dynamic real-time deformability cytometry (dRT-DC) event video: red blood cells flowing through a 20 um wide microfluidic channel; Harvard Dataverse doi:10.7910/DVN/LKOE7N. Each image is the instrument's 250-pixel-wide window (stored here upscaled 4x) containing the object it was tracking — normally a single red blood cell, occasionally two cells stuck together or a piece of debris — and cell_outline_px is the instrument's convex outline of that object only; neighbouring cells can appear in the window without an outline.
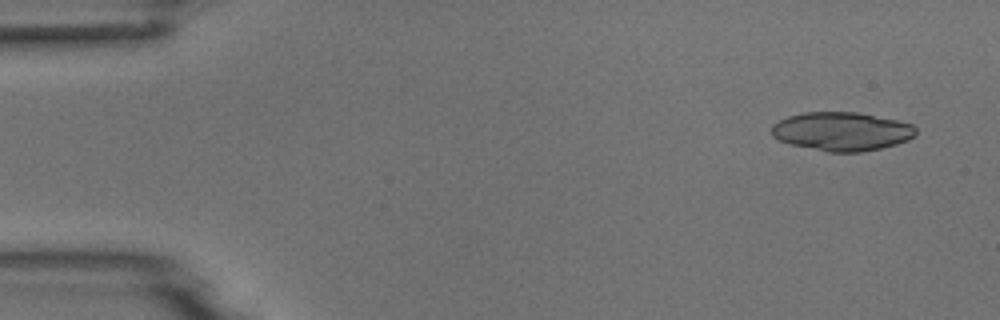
{"species": "common noctule bat (a hibernating species)", "species_latin": "Nyctalus noctula", "temperature_condition": "room temperature", "stored_images_in_passage": 10, "segment_of_instrument_passage": [1, 2], "camera_frame_rate_fps": 3000, "um_per_image_px": 0.085, "animal": {"sex": "male", "body_mass_g": 18.8}, "frame": {"image": 1, "passage_image": 1, "time_ms": 0.0, "image_size_px": [1000, 320], "cell_outline_px": [[916, 136], [908, 140], [896, 144], [880, 148], [860, 152], [828, 152], [788, 144], [776, 140], [772, 136], [772, 124], [788, 116], [804, 112], [856, 112], [896, 120], [912, 124], [916, 128]], "centroid_in_image_um": [71.52, 11.17], "position_along_channel_um": 13.5, "area_um2": 32.66}}